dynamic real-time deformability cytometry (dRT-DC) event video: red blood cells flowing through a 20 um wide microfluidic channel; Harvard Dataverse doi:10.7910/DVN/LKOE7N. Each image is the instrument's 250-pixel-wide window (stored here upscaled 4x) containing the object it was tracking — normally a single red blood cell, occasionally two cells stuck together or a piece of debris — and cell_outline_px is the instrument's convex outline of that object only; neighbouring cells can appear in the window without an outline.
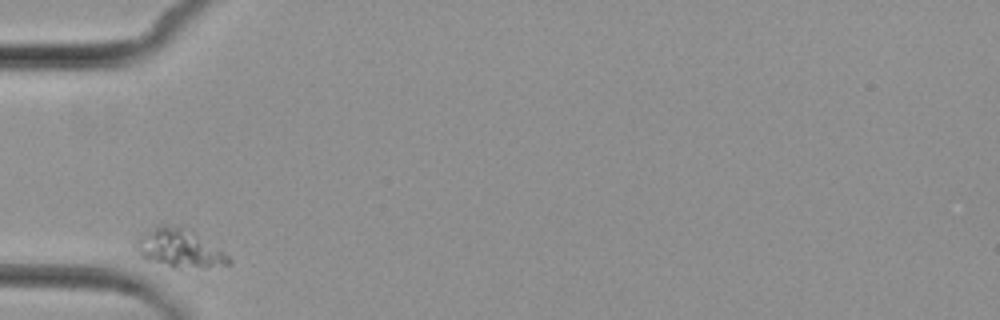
{"species": "common noctule bat (a hibernating species)", "species_latin": "Nyctalus noctula", "temperature_condition": "cold", "stored_images_in_passage": 6, "camera_frame_rate_fps": 3000, "um_per_image_px": 0.085, "animal": {"sex": "female", "body_mass_g": 29.2, "forearm_length_mm": 56.3}, "frame": {"image": 1, "passage_image": 3, "time_ms": 3.333, "image_size_px": [1000, 320], "cell_outline_px": [[232, 264], [204, 268], [172, 268], [148, 260], [140, 256], [136, 248], [136, 240], [144, 232], [156, 224], [184, 224], [224, 252], [232, 260]], "centroid_in_image_um": [15.25, 21.08], "position_along_channel_um": 69.7, "area_um2": 21.44}}
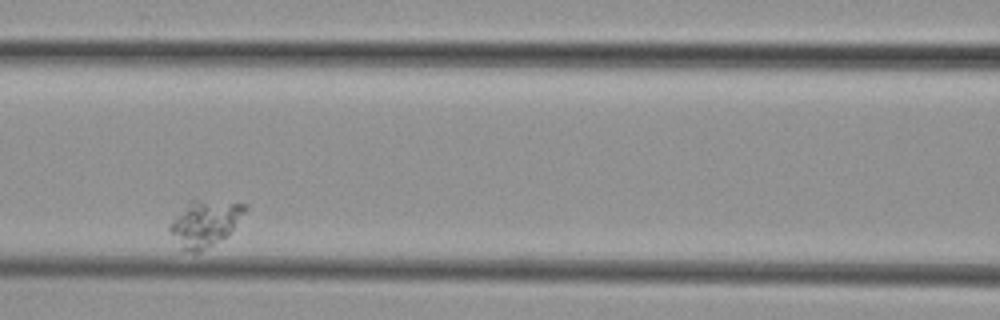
{"frame": {"image": 2, "passage_image": 5, "time_ms": 6.0, "image_size_px": [1000, 320], "cell_outline_px": [[248, 208], [228, 236], [200, 252], [192, 252], [184, 248], [168, 232], [168, 224], [192, 200], [200, 200], [248, 204]], "centroid_in_image_um": [17.45, 18.99], "position_along_channel_um": 149.2, "area_um2": 19.83}}
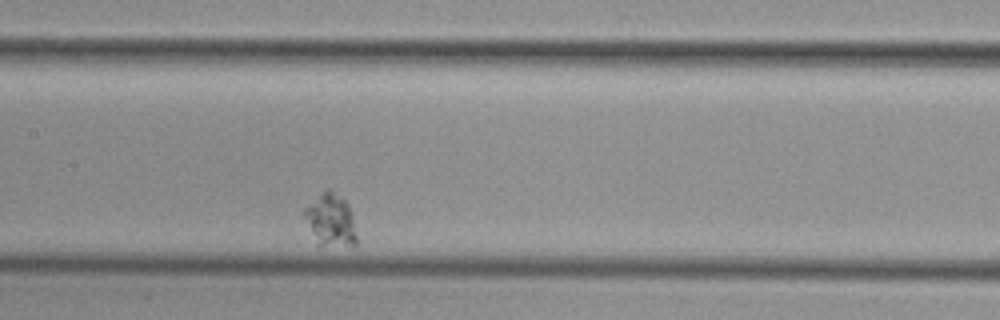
{"frame": {"image": 3, "passage_image": 6, "time_ms": 7.0, "image_size_px": [1000, 320], "cell_outline_px": [[356, 244], [320, 248], [316, 244], [304, 216], [304, 208], [320, 192], [328, 188], [344, 200], [348, 204], [352, 216], [356, 236]], "centroid_in_image_um": [28.07, 18.74], "position_along_channel_um": 179.3, "area_um2": 16.07}}